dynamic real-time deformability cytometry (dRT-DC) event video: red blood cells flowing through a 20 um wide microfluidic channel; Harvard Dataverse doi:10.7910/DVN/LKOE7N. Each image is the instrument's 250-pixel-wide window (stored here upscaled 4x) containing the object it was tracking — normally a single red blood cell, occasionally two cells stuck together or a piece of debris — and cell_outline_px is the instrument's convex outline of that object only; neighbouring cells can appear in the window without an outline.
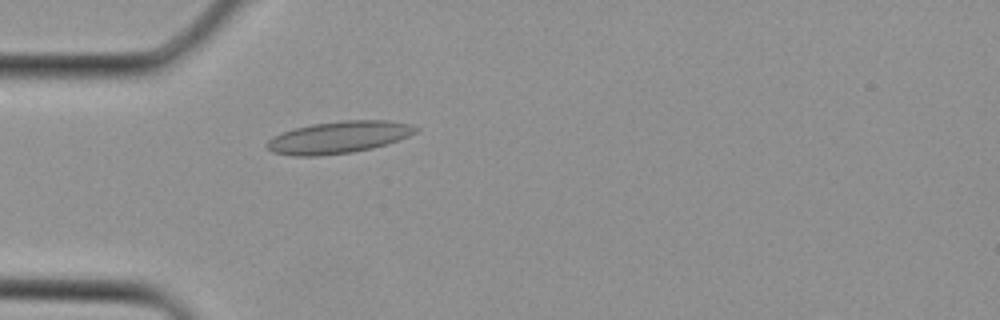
{"species": "Egyptian fruit bat (a non-hibernating species)", "species_latin": "Rousettus aegyptiacus", "temperature_condition": "cold", "stored_images_in_passage": 1, "camera_frame_rate_fps": 3000, "um_per_image_px": 0.085, "animal": {"sex": "female"}, "frame": {"image": 1, "passage_image": 1, "time_ms": 0.0, "image_size_px": [1000, 320], "cell_outline_px": [[420, 128], [416, 132], [408, 136], [388, 144], [372, 148], [352, 152], [320, 156], [292, 156], [272, 152], [264, 144], [272, 136], [296, 128], [312, 124], [344, 120], [388, 120], [412, 124]], "centroid_in_image_um": [28.8, 11.67], "position_along_channel_um": 56.2, "area_um2": 27.92}}